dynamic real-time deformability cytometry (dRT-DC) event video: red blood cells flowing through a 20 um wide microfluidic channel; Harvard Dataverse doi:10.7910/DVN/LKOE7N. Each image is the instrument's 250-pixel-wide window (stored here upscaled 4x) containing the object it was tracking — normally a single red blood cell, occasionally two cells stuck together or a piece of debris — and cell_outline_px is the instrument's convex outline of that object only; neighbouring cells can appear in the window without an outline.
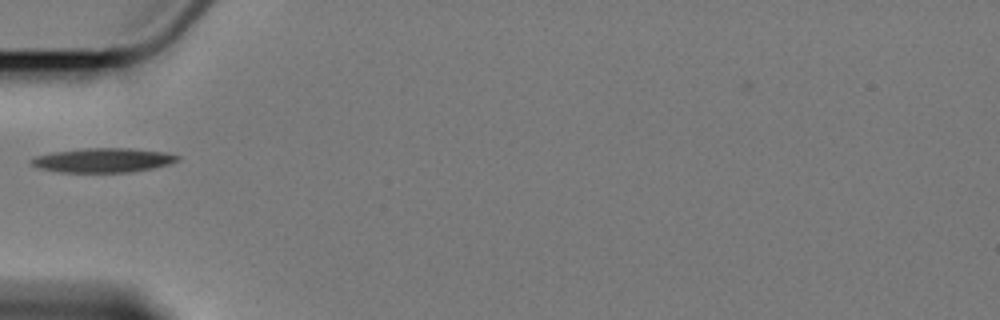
{"species": "Egyptian fruit bat (a non-hibernating species)", "species_latin": "Rousettus aegyptiacus", "temperature_condition": "cold", "stored_images_in_passage": 1, "camera_frame_rate_fps": 3000, "um_per_image_px": 0.085, "animal": {"sex": "female"}, "frame": {"image": 1, "passage_image": 1, "time_ms": 0.0, "image_size_px": [1000, 320], "cell_outline_px": [[180, 160], [168, 164], [152, 168], [128, 172], [60, 172], [36, 168], [28, 164], [28, 160], [32, 156], [52, 152], [84, 148], [128, 148], [164, 152], [180, 156]], "centroid_in_image_um": [8.65, 13.62], "position_along_channel_um": 76.3, "area_um2": 20.92}}